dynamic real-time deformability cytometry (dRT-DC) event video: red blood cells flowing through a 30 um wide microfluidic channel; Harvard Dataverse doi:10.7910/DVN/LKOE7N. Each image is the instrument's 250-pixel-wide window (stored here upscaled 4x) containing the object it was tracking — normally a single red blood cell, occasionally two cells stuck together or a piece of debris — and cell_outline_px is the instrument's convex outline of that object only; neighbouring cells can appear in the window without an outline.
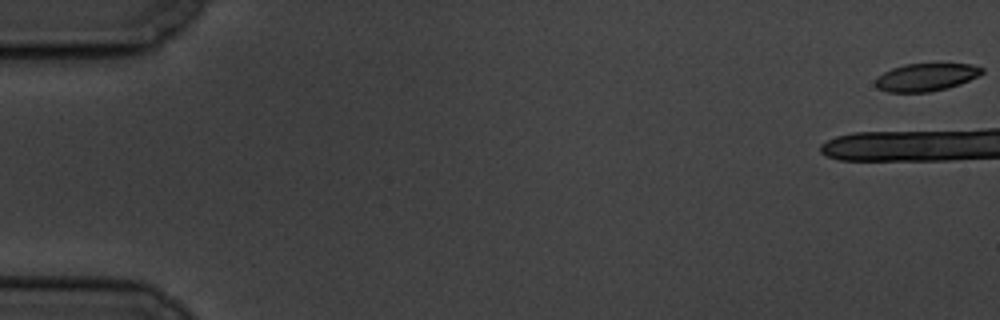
{"species": "common noctule bat (a hibernating species)", "species_latin": "Nyctalus noctula", "temperature_condition": "cold", "stored_images_in_passage": 8, "camera_frame_rate_fps": 3000, "um_per_image_px": 0.085, "animal": {"sex": "male", "body_mass_g": 19.5, "forearm_length_mm": 54.6}, "frame": {"image": 1, "passage_image": 1, "time_ms": 0.0, "image_size_px": [1000, 320], "cell_outline_px": [[984, 72], [960, 84], [948, 88], [928, 92], [888, 92], [876, 88], [876, 76], [892, 68], [904, 64], [972, 64], [984, 68]], "centroid_in_image_um": [78.69, 6.56], "position_along_channel_um": 6.3, "area_um2": 17.17}}